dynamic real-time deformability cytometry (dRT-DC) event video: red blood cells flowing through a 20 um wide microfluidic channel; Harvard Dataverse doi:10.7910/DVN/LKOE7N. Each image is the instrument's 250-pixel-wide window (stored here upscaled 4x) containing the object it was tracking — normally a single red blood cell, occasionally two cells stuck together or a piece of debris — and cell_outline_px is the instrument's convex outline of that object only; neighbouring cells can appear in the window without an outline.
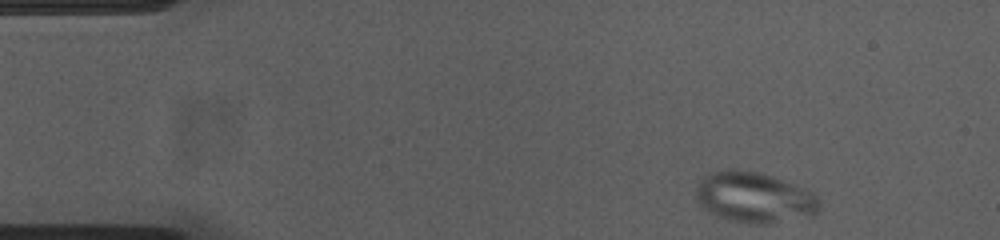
{"species": "common noctule bat (a hibernating species)", "species_latin": "Nyctalus noctula", "temperature_condition": "cold", "stored_images_in_passage": 49, "camera_frame_rate_fps": 3000, "um_per_image_px": 0.085, "animal": {"sex": "female", "body_mass_g": 23.0, "forearm_length_mm": 53.4}, "frame": {"image": 1, "passage_image": 1, "time_ms": 0.0, "image_size_px": [1000, 240], "cell_outline_px": [[816, 212], [812, 216], [764, 224], [756, 224], [732, 220], [716, 216], [704, 208], [696, 200], [696, 188], [700, 180], [704, 176], [712, 172], [756, 172], [772, 176], [804, 188], [812, 192], [816, 196]], "centroid_in_image_um": [64.09, 16.81], "position_along_channel_um": 20.9, "area_um2": 35.32}}
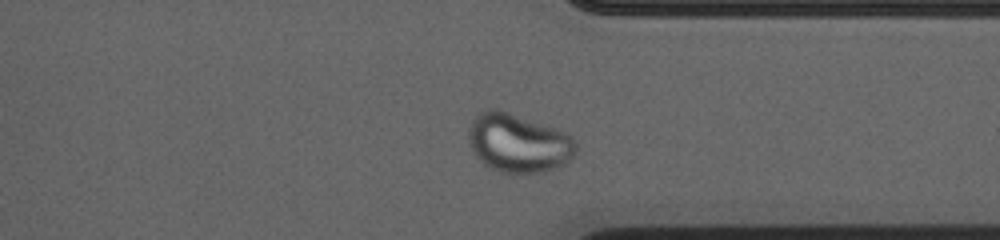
{"frame": {"image": 2, "passage_image": 36, "time_ms": 11.667, "image_size_px": [1000, 240], "cell_outline_px": [[576, 156], [568, 164], [544, 172], [504, 172], [492, 168], [484, 164], [472, 152], [468, 136], [468, 128], [472, 120], [480, 112], [492, 108], [500, 108], [556, 128], [572, 136], [576, 144]], "centroid_in_image_um": [44.09, 12.14], "position_along_channel_um": 367.3, "area_um2": 37.17}}
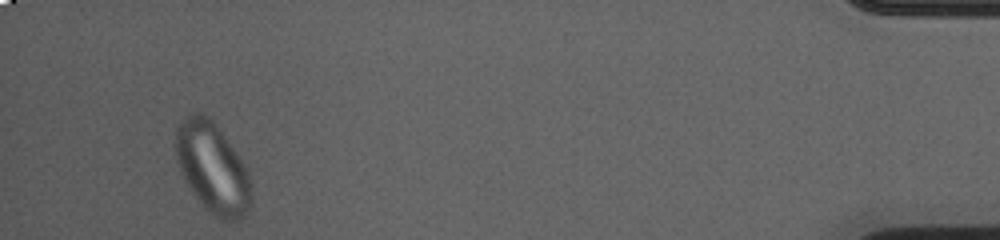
{"frame": {"image": 3, "passage_image": 46, "time_ms": 15.0, "image_size_px": [1000, 240], "cell_outline_px": [[252, 208], [236, 224], [232, 224], [220, 220], [192, 192], [184, 180], [176, 160], [176, 128], [180, 120], [192, 112], [204, 112], [212, 120], [236, 152], [244, 164], [248, 172], [252, 184]], "centroid_in_image_um": [18.1, 14.3], "position_along_channel_um": 417.1, "area_um2": 40.17}}